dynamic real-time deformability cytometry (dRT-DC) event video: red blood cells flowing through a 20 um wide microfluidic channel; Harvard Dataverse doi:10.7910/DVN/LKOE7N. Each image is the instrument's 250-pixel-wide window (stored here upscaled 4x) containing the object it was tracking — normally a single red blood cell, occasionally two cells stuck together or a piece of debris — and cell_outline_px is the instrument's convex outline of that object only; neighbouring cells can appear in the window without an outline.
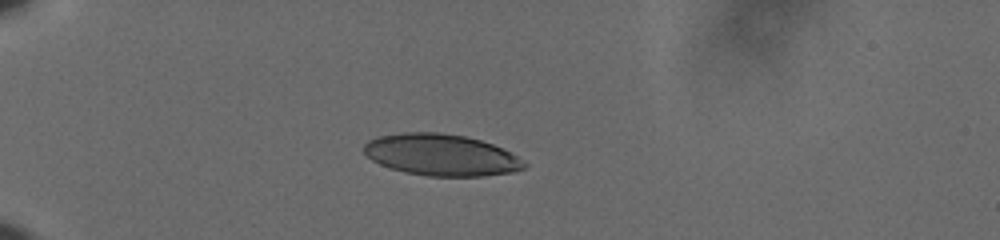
{"species": "human", "species_latin": "Homo sapiens", "temperature_condition": "cold", "stored_images_in_passage": 42, "camera_frame_rate_fps": 3000, "um_per_image_px": 0.085, "donor": {"sex": "male"}, "frame": {"image": 1, "passage_image": 1, "time_ms": 0.0, "image_size_px": [1000, 240], "cell_outline_px": [[528, 164], [524, 168], [516, 172], [484, 176], [428, 176], [404, 172], [388, 168], [372, 160], [364, 152], [364, 144], [368, 140], [376, 136], [404, 132], [440, 132], [464, 136], [480, 140], [492, 144], [516, 156]], "centroid_in_image_um": [37.47, 13.17], "position_along_channel_um": 47.5, "area_um2": 38.96}}
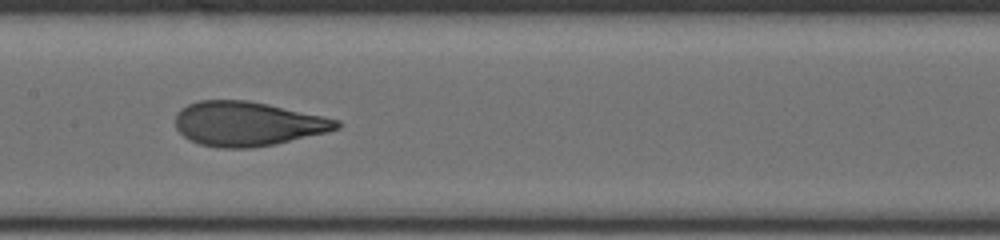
{"frame": {"image": 2, "passage_image": 16, "time_ms": 5.0, "image_size_px": [1000, 240], "cell_outline_px": [[340, 128], [328, 132], [276, 144], [252, 148], [220, 148], [200, 144], [184, 136], [176, 128], [176, 112], [180, 108], [188, 104], [200, 100], [248, 100], [268, 104], [324, 116], [340, 120]], "centroid_in_image_um": [21.06, 10.52], "position_along_channel_um": 186.3, "area_um2": 41.85}}
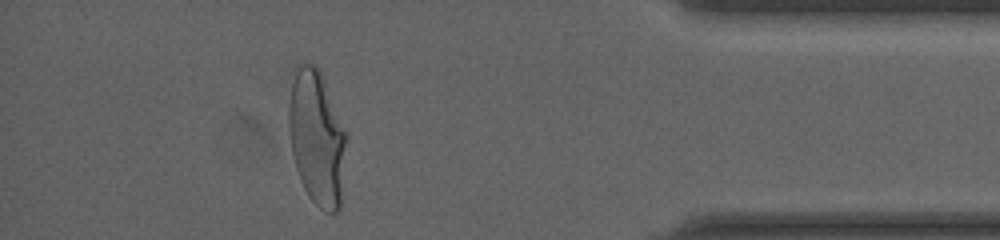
{"frame": {"image": 3, "passage_image": 37, "time_ms": 12.0, "image_size_px": [1000, 240], "cell_outline_px": [[348, 136], [340, 208], [336, 212], [328, 212], [320, 208], [308, 196], [300, 180], [296, 168], [292, 152], [288, 128], [288, 104], [296, 64], [316, 64], [320, 72]], "centroid_in_image_um": [26.93, 11.73], "position_along_channel_um": 408.3, "area_um2": 45.37}, "authors_computed_cell_mechanics": {"area_um2": 41.6449, "velocity_mm_per_s": 3.6164, "shape_relaxation_time_tau1_ms": 5.5772, "shape_relaxation_time_tau2_ms": 0.7525, "deformation_change_tau1": 0.2138, "deformation_change_tau2": 0.0704}}